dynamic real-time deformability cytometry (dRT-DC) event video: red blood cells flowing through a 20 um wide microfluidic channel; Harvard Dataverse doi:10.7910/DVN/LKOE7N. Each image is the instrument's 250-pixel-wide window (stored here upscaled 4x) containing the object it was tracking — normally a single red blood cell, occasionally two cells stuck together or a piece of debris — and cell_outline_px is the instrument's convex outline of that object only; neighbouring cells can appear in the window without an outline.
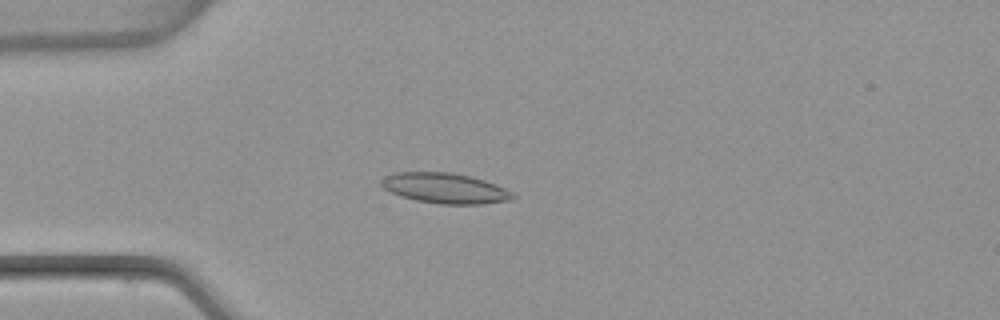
{"species": "common noctule bat (a hibernating species)", "species_latin": "Nyctalus noctula", "temperature_condition": "warm", "stored_images_in_passage": 45, "camera_frame_rate_fps": 3000, "um_per_image_px": 0.085, "animal": {"sex": "female", "body_mass_g": 22.7, "forearm_length_mm": 54.2}, "frame": {"image": 1, "passage_image": 6, "time_ms": 1.667, "image_size_px": [1000, 320], "cell_outline_px": [[516, 196], [512, 200], [484, 204], [440, 204], [416, 200], [400, 196], [384, 188], [380, 184], [380, 180], [384, 176], [392, 172], [452, 172], [484, 180], [496, 184], [512, 192]], "centroid_in_image_um": [37.82, 15.99], "position_along_channel_um": 47.2, "area_um2": 23.35}}
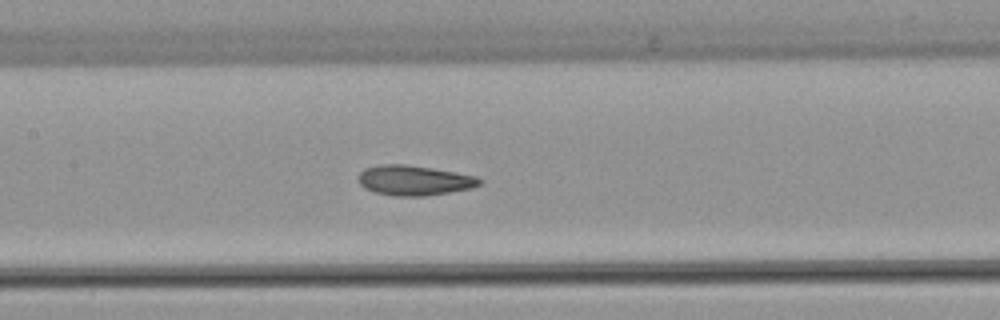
{"frame": {"image": 2, "passage_image": 17, "time_ms": 5.333, "image_size_px": [1000, 320], "cell_outline_px": [[484, 180], [480, 184], [472, 188], [424, 196], [392, 196], [376, 192], [364, 188], [356, 180], [356, 176], [364, 168], [380, 164], [408, 164], [432, 168], [476, 176]], "centroid_in_image_um": [35.16, 15.32], "position_along_channel_um": 172.2, "area_um2": 21.39}}
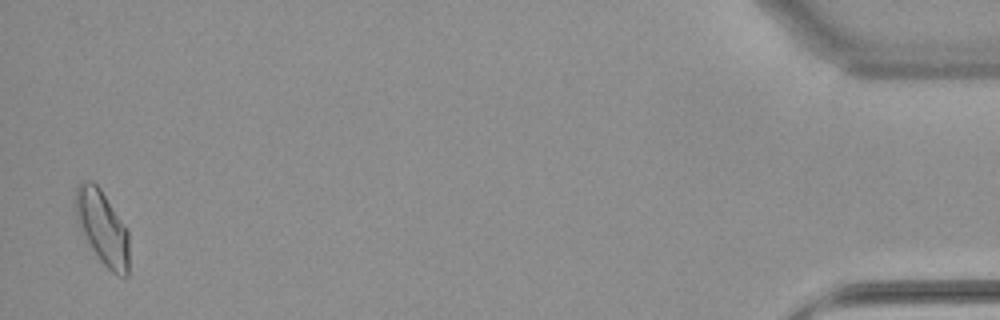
{"frame": {"image": 3, "passage_image": 44, "time_ms": 14.333, "image_size_px": [1000, 320], "cell_outline_px": [[128, 276], [116, 276], [100, 260], [92, 248], [80, 224], [72, 200], [76, 188], [80, 180], [92, 180], [100, 188], [128, 228]], "centroid_in_image_um": [8.71, 19.28], "position_along_channel_um": 426.5, "area_um2": 23.06}, "authors_computed_cell_mechanics": {"area_um2": 21.1548, "velocity_mm_per_s": 3.8364, "shape_relaxation_time_tau1_ms": null, "shape_relaxation_time_tau2_ms": 3.7425, "deformation_change_tau1": null, "deformation_change_tau2": 0.0977}}